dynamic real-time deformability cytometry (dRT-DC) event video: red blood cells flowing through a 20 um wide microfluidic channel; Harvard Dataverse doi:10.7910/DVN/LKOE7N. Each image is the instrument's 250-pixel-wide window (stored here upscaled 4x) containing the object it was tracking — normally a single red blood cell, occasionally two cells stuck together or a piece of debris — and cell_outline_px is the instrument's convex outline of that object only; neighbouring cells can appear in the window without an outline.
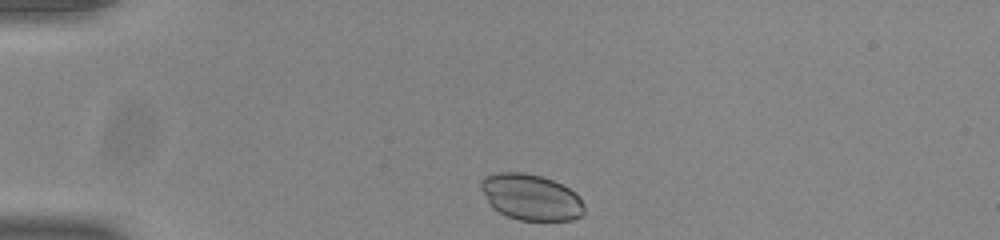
{"species": "common noctule bat (a hibernating species)", "species_latin": "Nyctalus noctula", "temperature_condition": "room temperature", "stored_images_in_passage": 41, "camera_frame_rate_fps": 3000, "um_per_image_px": 0.085, "animal": {"sex": "male", "body_mass_g": 20.0, "forearm_length_mm": 53.3}, "frame": {"image": 1, "passage_image": 1, "time_ms": 0.0, "image_size_px": [1000, 240], "cell_outline_px": [[584, 212], [580, 216], [572, 220], [520, 220], [508, 216], [492, 208], [480, 188], [480, 180], [484, 176], [496, 172], [524, 172], [540, 176], [552, 180], [576, 192], [580, 196], [584, 204]], "centroid_in_image_um": [45.12, 16.75], "position_along_channel_um": 39.9, "area_um2": 27.8}}
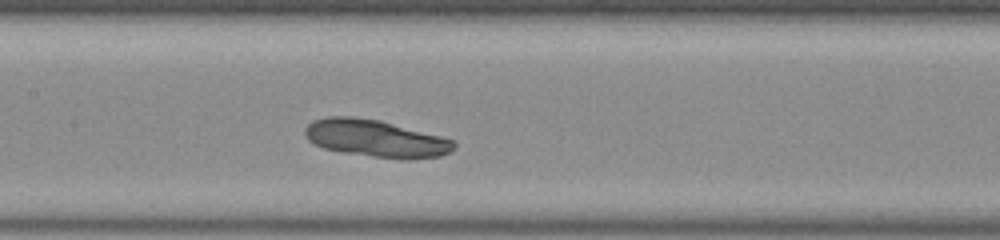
{"frame": {"image": 2, "passage_image": 15, "time_ms": 4.667, "image_size_px": [1000, 240], "cell_outline_px": [[456, 148], [452, 152], [440, 156], [408, 160], [400, 160], [344, 152], [324, 148], [308, 140], [304, 136], [304, 128], [312, 120], [328, 116], [348, 116], [380, 120], [456, 140]], "centroid_in_image_um": [31.97, 11.77], "position_along_channel_um": 175.4, "area_um2": 32.66}}
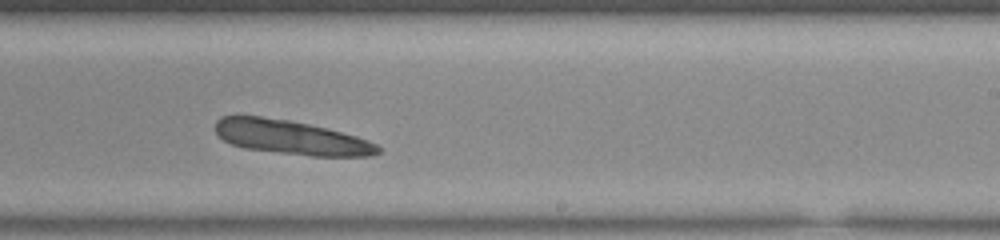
{"frame": {"image": 3, "passage_image": 22, "time_ms": 7.0, "image_size_px": [1000, 240], "cell_outline_px": [[380, 152], [372, 156], [312, 156], [244, 148], [232, 144], [224, 140], [216, 132], [216, 120], [220, 116], [260, 116], [288, 120], [308, 124], [356, 136], [368, 140], [376, 144], [380, 148]], "centroid_in_image_um": [24.74, 11.68], "position_along_channel_um": 264.3, "area_um2": 32.02}}